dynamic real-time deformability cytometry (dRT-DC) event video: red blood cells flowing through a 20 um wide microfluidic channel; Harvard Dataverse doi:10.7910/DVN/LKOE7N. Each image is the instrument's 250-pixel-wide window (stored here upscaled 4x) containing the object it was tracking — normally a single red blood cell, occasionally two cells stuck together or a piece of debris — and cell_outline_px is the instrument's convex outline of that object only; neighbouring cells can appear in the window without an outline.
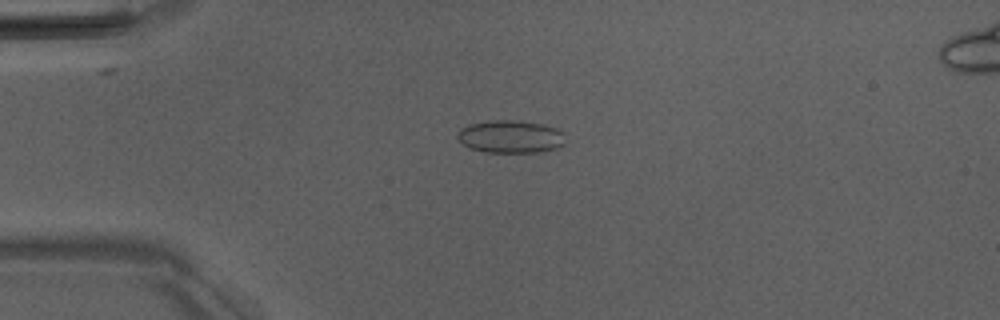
{"species": "Egyptian fruit bat (a non-hibernating species)", "species_latin": "Rousettus aegyptiacus", "temperature_condition": "room temperature", "stored_images_in_passage": 44, "camera_frame_rate_fps": 3000, "um_per_image_px": 0.085, "animal": {"sex": "male"}, "frame": {"image": 1, "passage_image": 6, "time_ms": 1.667, "image_size_px": [1000, 320], "cell_outline_px": [[564, 144], [556, 148], [540, 152], [484, 152], [472, 148], [464, 144], [456, 136], [460, 128], [468, 124], [488, 120], [516, 120], [540, 124], [556, 128], [564, 132]], "centroid_in_image_um": [43.39, 11.6], "position_along_channel_um": 41.6, "area_um2": 20.58}}
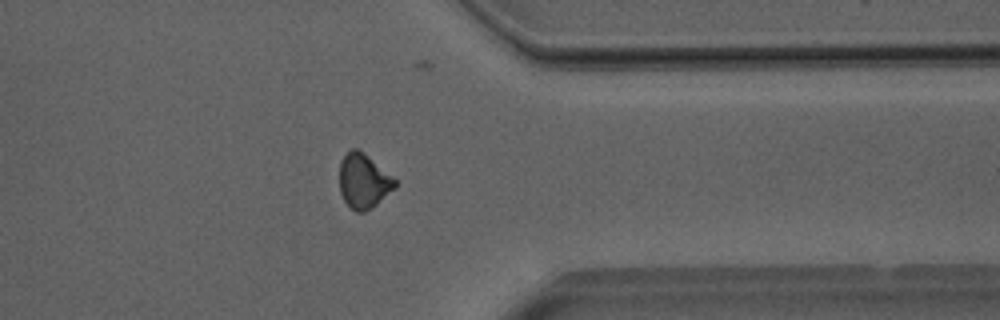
{"frame": {"image": 2, "passage_image": 34, "time_ms": 11.0, "image_size_px": [1000, 320], "cell_outline_px": [[396, 188], [376, 204], [364, 212], [356, 212], [344, 200], [340, 192], [340, 160], [352, 148], [356, 148], [364, 152], [392, 176], [396, 180]], "centroid_in_image_um": [30.9, 15.38], "position_along_channel_um": 380.5, "area_um2": 17.51}}
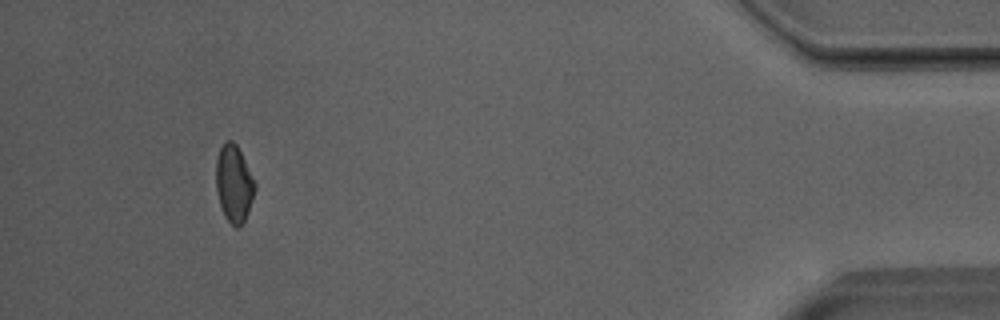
{"frame": {"image": 3, "passage_image": 41, "time_ms": 13.333, "image_size_px": [1000, 320], "cell_outline_px": [[256, 188], [248, 212], [244, 220], [236, 228], [224, 216], [216, 192], [216, 160], [220, 148], [224, 140], [232, 140], [236, 144], [256, 184]], "centroid_in_image_um": [19.87, 15.59], "position_along_channel_um": 415.3, "area_um2": 17.28}, "authors_computed_cell_mechanics": {"area_um2": 18.0336, "velocity_mm_per_s": 4.0094, "shape_relaxation_time_tau1_ms": 7.2077, "shape_relaxation_time_tau2_ms": 2.2922, "deformation_change_tau1": 0.1022, "deformation_change_tau2": 0.0705}}